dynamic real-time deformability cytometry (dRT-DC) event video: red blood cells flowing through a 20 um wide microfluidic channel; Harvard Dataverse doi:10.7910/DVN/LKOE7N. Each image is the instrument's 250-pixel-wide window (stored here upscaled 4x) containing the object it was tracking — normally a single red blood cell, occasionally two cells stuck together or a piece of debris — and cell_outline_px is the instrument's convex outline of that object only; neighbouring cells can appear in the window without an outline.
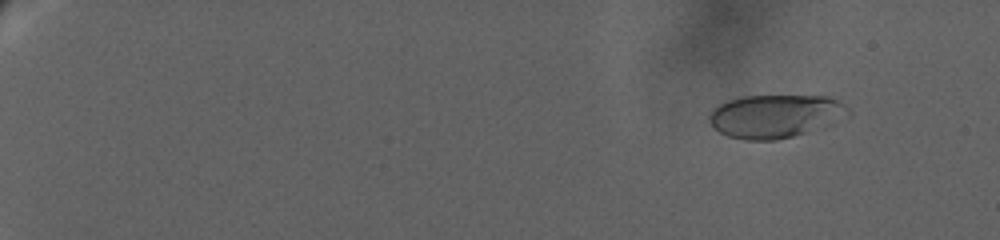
{"species": "human", "species_latin": "Homo sapiens", "temperature_condition": "warm", "stored_images_in_passage": 18, "camera_frame_rate_fps": 3000, "um_per_image_px": 0.085, "donor": {"sex": "female"}, "frame": {"image": 1, "passage_image": 4, "time_ms": 1.0, "image_size_px": [1000, 240], "cell_outline_px": [[844, 108], [812, 128], [804, 132], [792, 136], [776, 140], [744, 140], [728, 136], [720, 132], [712, 124], [708, 116], [724, 100], [744, 96], [824, 96], [836, 100], [844, 104]], "centroid_in_image_um": [65.61, 9.85], "position_along_channel_um": 19.4, "area_um2": 32.77}}
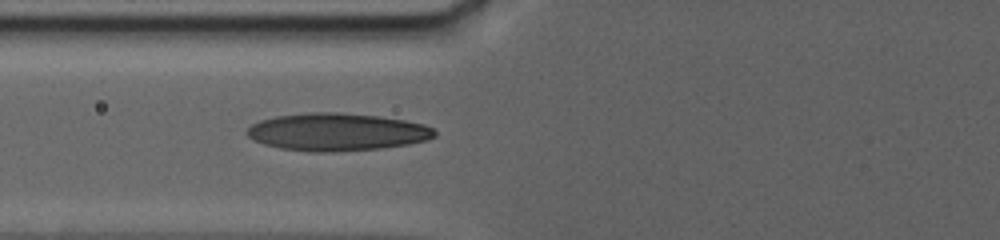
{"frame": {"image": 2, "passage_image": 16, "time_ms": 10.333, "image_size_px": [1000, 240], "cell_outline_px": [[436, 136], [424, 140], [408, 144], [380, 148], [332, 152], [312, 152], [280, 148], [264, 144], [252, 140], [244, 132], [252, 124], [260, 120], [276, 116], [308, 112], [340, 112], [380, 116], [404, 120], [424, 124], [432, 128], [436, 132]], "centroid_in_image_um": [28.6, 11.21], "position_along_channel_um": 97.2, "area_um2": 41.21}}
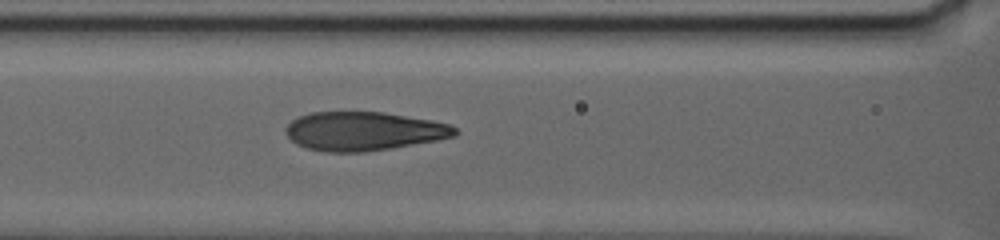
{"frame": {"image": 3, "passage_image": 18, "time_ms": 11.667, "image_size_px": [1000, 240], "cell_outline_px": [[456, 136], [436, 140], [364, 152], [324, 152], [308, 148], [296, 144], [284, 132], [284, 128], [292, 120], [300, 116], [312, 112], [384, 112], [432, 120], [448, 124], [456, 128]], "centroid_in_image_um": [30.88, 11.14], "position_along_channel_um": 135.7, "area_um2": 38.03}}